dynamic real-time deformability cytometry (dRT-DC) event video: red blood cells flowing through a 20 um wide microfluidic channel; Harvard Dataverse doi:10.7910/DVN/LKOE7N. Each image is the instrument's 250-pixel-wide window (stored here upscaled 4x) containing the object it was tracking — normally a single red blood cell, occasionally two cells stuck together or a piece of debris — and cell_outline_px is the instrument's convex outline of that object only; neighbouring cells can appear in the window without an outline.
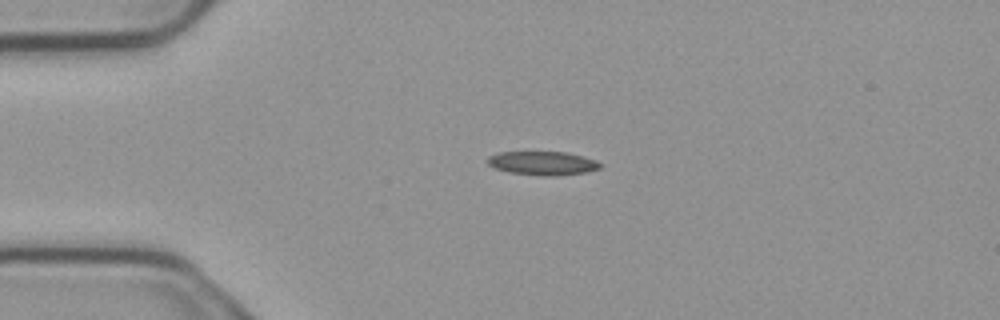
{"species": "common noctule bat (a hibernating species)", "species_latin": "Nyctalus noctula", "temperature_condition": "cold", "stored_images_in_passage": 2, "camera_frame_rate_fps": 3000, "um_per_image_px": 0.085, "animal": {"sex": "male", "body_mass_g": 23.1, "forearm_length_mm": 52.7}, "frame": {"image": 1, "passage_image": 1, "time_ms": 0.0, "image_size_px": [1000, 320], "cell_outline_px": [[604, 164], [600, 168], [584, 172], [556, 176], [544, 176], [508, 172], [496, 168], [488, 164], [488, 156], [496, 152], [564, 152], [596, 160]], "centroid_in_image_um": [46.12, 13.87], "position_along_channel_um": 38.9, "area_um2": 15.49}}